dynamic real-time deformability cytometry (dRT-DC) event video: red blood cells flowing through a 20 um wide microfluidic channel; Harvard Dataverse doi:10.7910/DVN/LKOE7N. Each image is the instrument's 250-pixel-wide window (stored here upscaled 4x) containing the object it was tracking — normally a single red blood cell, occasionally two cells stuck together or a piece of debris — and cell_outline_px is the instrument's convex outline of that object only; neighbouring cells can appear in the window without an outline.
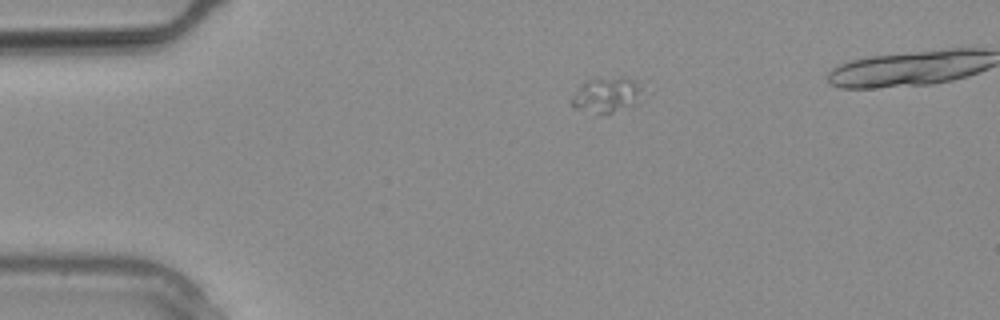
{"species": "common noctule bat (a hibernating species)", "species_latin": "Nyctalus noctula", "temperature_condition": "warm", "stored_images_in_passage": 7, "camera_frame_rate_fps": 3000, "um_per_image_px": 0.085, "animal": {"sex": "male", "body_mass_g": 20.4}, "frame": {"image": 1, "passage_image": 1, "time_ms": 0.0, "image_size_px": [1000, 320], "cell_outline_px": [[640, 88], [632, 108], [612, 112], [600, 112], [576, 108], [572, 104], [572, 96], [584, 80], [620, 76], [624, 76], [640, 84]], "centroid_in_image_um": [51.54, 8.03], "position_along_channel_um": 33.5, "area_um2": 14.05}}
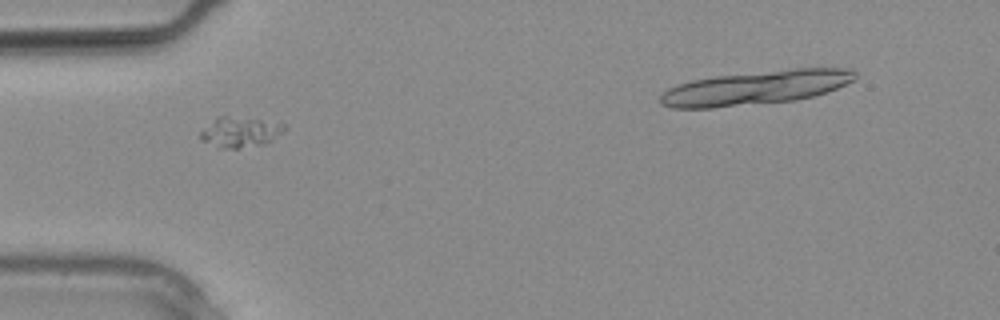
{"frame": {"image": 2, "passage_image": 4, "time_ms": 1.0, "image_size_px": [1000, 320], "cell_outline_px": [[288, 128], [272, 140], [264, 144], [240, 148], [216, 148], [200, 140], [200, 132], [216, 116], [228, 116], [260, 120], [288, 124]], "centroid_in_image_um": [20.4, 11.24], "position_along_channel_um": 64.6, "area_um2": 14.97}}
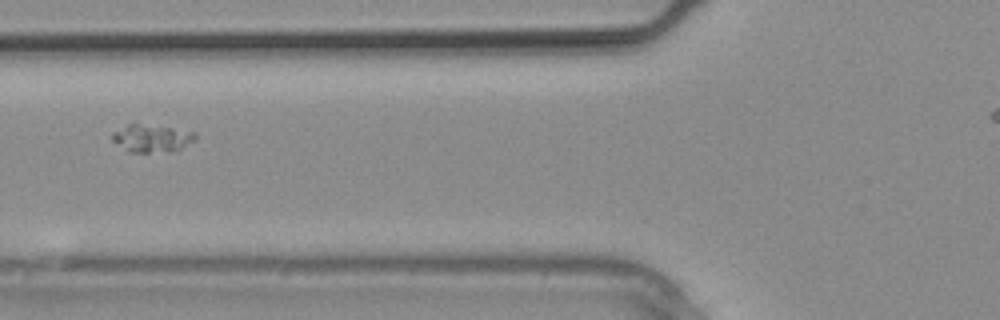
{"frame": {"image": 3, "passage_image": 6, "time_ms": 1.667, "image_size_px": [1000, 320], "cell_outline_px": [[196, 140], [180, 148], [148, 152], [128, 152], [112, 140], [112, 132], [128, 124], [136, 124], [168, 128], [196, 132]], "centroid_in_image_um": [12.86, 11.75], "position_along_channel_um": 112.9, "area_um2": 12.77}}